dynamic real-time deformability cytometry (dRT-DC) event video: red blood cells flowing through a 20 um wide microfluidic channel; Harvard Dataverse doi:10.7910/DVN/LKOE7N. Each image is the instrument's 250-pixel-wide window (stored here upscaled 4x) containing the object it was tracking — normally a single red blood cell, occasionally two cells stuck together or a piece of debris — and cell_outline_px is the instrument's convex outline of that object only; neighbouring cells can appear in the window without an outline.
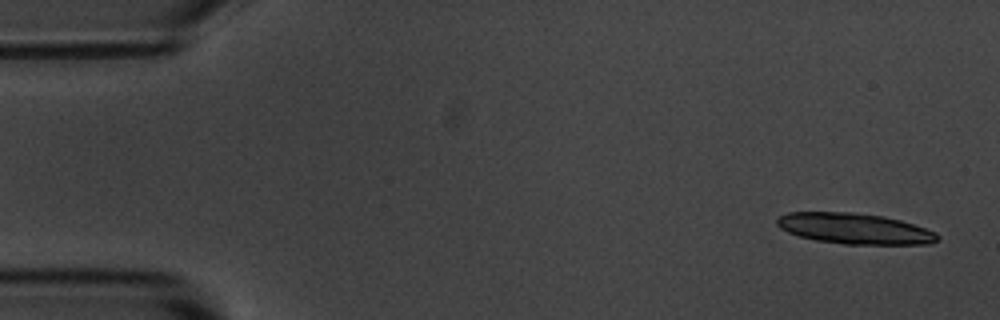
{"species": "common noctule bat (a hibernating species)", "species_latin": "Nyctalus noctula", "temperature_condition": "room temperature", "stored_images_in_passage": 6, "camera_frame_rate_fps": 3000, "um_per_image_px": 0.085, "animal": {"sex": "male", "body_mass_g": 20.1, "forearm_length_mm": 53.5}, "frame": {"image": 1, "passage_image": 1, "time_ms": 0.0, "image_size_px": [1000, 320], "cell_outline_px": [[940, 236], [936, 240], [928, 244], [844, 244], [816, 240], [800, 236], [788, 232], [780, 228], [776, 224], [776, 220], [780, 216], [788, 212], [852, 212], [884, 216], [900, 220], [936, 232]], "centroid_in_image_um": [72.62, 19.42], "position_along_channel_um": 12.4, "area_um2": 28.61}}